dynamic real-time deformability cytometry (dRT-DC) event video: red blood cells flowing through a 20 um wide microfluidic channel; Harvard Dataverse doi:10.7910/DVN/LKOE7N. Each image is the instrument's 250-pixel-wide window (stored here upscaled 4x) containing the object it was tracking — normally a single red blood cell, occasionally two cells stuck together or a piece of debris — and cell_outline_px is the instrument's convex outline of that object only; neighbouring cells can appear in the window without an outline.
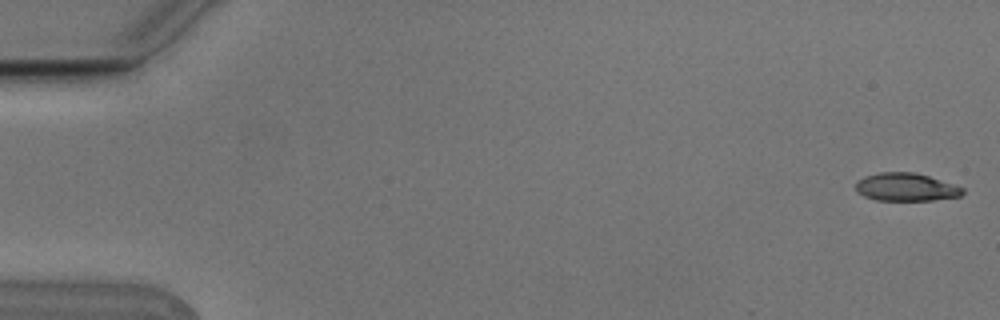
{"species": "Egyptian fruit bat (a non-hibernating species)", "species_latin": "Rousettus aegyptiacus", "temperature_condition": "cold", "stored_images_in_passage": 9, "camera_frame_rate_fps": 3000, "um_per_image_px": 0.085, "animal": {"sex": "male"}, "frame": {"image": 1, "passage_image": 1, "time_ms": 0.0, "image_size_px": [1000, 320], "cell_outline_px": [[964, 192], [960, 196], [932, 200], [876, 200], [864, 196], [856, 192], [856, 180], [864, 176], [880, 172], [912, 172], [928, 176], [964, 188]], "centroid_in_image_um": [76.96, 15.9], "position_along_channel_um": 8.0, "area_um2": 17.34}}
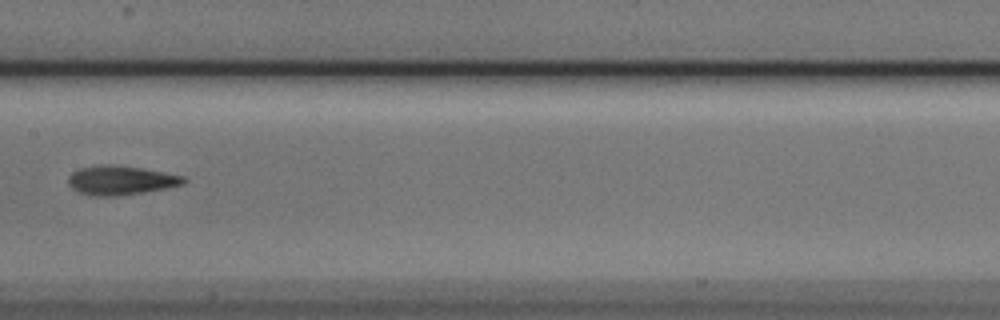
{"frame": {"image": 2, "passage_image": 8, "time_ms": 2.333, "image_size_px": [1000, 320], "cell_outline_px": [[188, 180], [184, 184], [164, 188], [116, 196], [92, 196], [80, 192], [72, 188], [68, 184], [68, 176], [72, 172], [80, 168], [140, 168], [164, 172], [184, 176]], "centroid_in_image_um": [10.29, 15.38], "position_along_channel_um": 197.1, "area_um2": 18.44}}
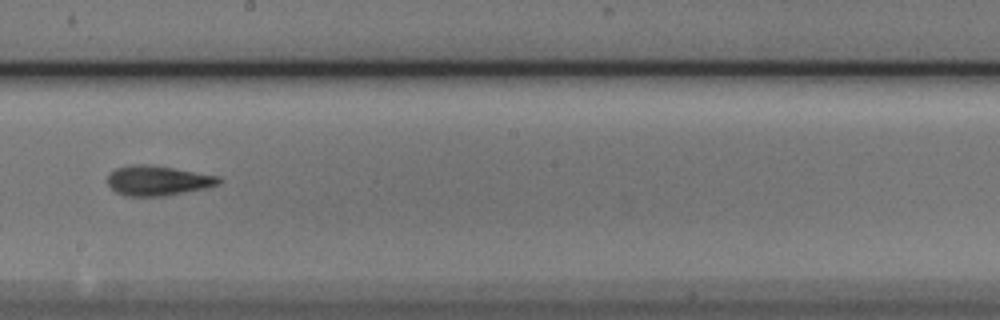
{"frame": {"image": 3, "passage_image": 9, "time_ms": 2.667, "image_size_px": [1000, 320], "cell_outline_px": [[220, 184], [204, 188], [164, 196], [124, 196], [116, 192], [108, 184], [108, 176], [116, 168], [132, 164], [148, 164], [220, 176]], "centroid_in_image_um": [13.4, 15.35], "position_along_channel_um": 234.8, "area_um2": 19.19}}